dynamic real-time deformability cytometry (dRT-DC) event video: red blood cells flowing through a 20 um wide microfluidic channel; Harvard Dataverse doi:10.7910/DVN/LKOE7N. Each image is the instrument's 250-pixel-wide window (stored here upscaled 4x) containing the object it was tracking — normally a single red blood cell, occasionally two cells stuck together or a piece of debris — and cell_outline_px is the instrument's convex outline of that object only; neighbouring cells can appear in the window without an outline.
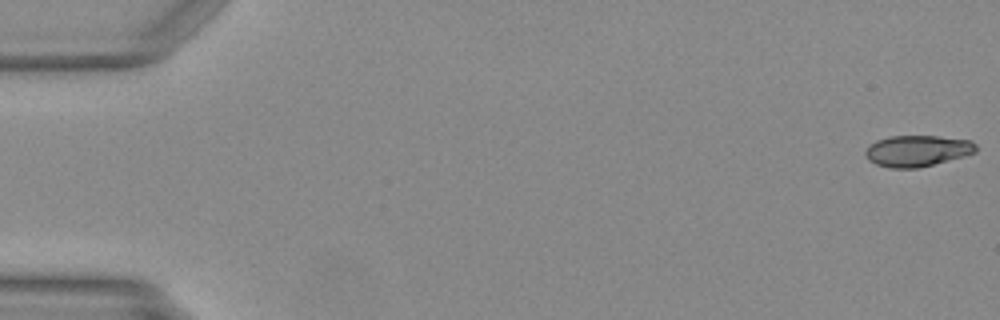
{"species": "Egyptian fruit bat (a non-hibernating species)", "species_latin": "Rousettus aegyptiacus", "temperature_condition": "warm", "stored_images_in_passage": 49, "camera_frame_rate_fps": 3000, "um_per_image_px": 0.085, "animal": {"sex": "female"}, "frame": {"image": 1, "passage_image": 1, "time_ms": 0.0, "image_size_px": [1000, 320], "cell_outline_px": [[976, 152], [932, 164], [916, 168], [892, 168], [876, 164], [868, 160], [864, 152], [876, 140], [892, 136], [936, 136], [972, 140], [976, 144]], "centroid_in_image_um": [77.96, 12.81], "position_along_channel_um": 7.0, "area_um2": 19.77}}
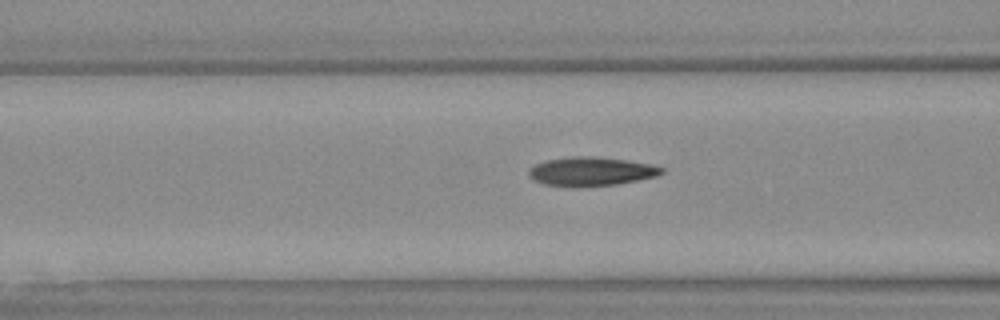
{"frame": {"image": 2, "passage_image": 20, "time_ms": 6.333, "image_size_px": [1000, 320], "cell_outline_px": [[664, 172], [656, 176], [616, 184], [544, 184], [536, 180], [528, 172], [536, 164], [548, 160], [576, 156], [584, 156], [624, 160], [648, 164], [664, 168]], "centroid_in_image_um": [50.3, 14.54], "position_along_channel_um": 116.3, "area_um2": 20.81}}
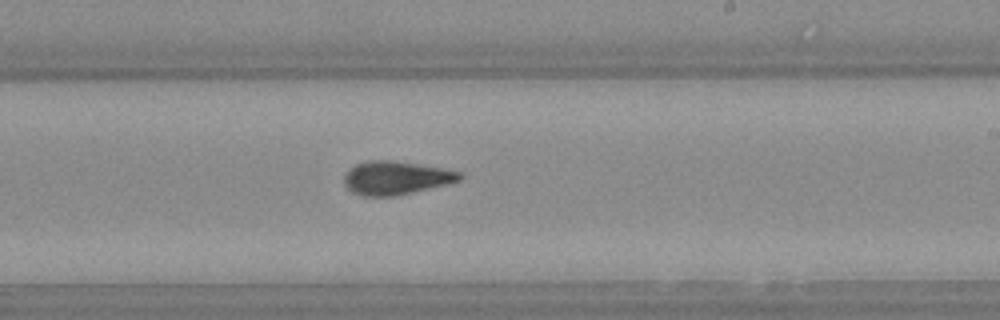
{"frame": {"image": 3, "passage_image": 30, "time_ms": 9.667, "image_size_px": [1000, 320], "cell_outline_px": [[464, 176], [460, 180], [444, 184], [392, 196], [364, 196], [352, 192], [344, 184], [344, 176], [356, 164], [368, 160], [392, 160], [440, 168], [460, 172]], "centroid_in_image_um": [33.61, 15.11], "position_along_channel_um": 255.4, "area_um2": 21.91}}